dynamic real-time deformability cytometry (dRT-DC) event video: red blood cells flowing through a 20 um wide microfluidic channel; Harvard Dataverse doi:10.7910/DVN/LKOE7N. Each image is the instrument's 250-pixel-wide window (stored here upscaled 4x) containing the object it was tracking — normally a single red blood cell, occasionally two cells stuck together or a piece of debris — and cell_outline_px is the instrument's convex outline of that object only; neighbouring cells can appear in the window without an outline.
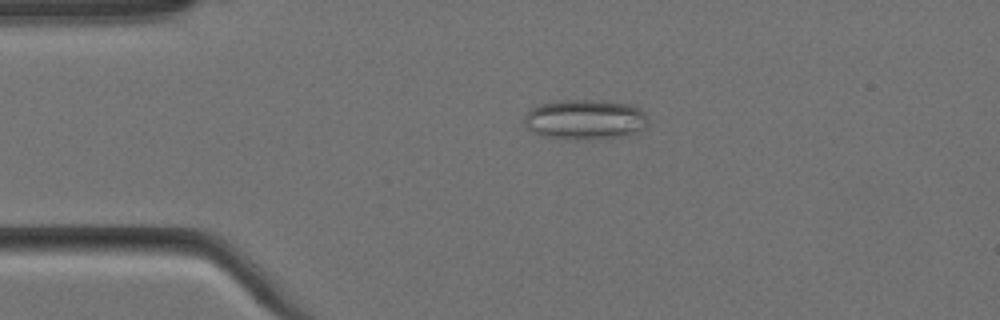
{"species": "Egyptian fruit bat (a non-hibernating species)", "species_latin": "Rousettus aegyptiacus", "temperature_condition": "cold", "stored_images_in_passage": 4, "camera_frame_rate_fps": 3000, "um_per_image_px": 0.085, "animal": {"sex": "female"}, "frame": {"image": 1, "passage_image": 3, "time_ms": 0.667, "image_size_px": [1000, 320], "cell_outline_px": [[648, 124], [640, 132], [632, 136], [588, 140], [556, 140], [532, 132], [524, 124], [524, 116], [532, 108], [540, 104], [556, 100], [596, 100], [632, 104], [640, 108], [644, 112], [648, 120]], "centroid_in_image_um": [49.76, 10.19], "position_along_channel_um": 35.2, "area_um2": 29.88}}